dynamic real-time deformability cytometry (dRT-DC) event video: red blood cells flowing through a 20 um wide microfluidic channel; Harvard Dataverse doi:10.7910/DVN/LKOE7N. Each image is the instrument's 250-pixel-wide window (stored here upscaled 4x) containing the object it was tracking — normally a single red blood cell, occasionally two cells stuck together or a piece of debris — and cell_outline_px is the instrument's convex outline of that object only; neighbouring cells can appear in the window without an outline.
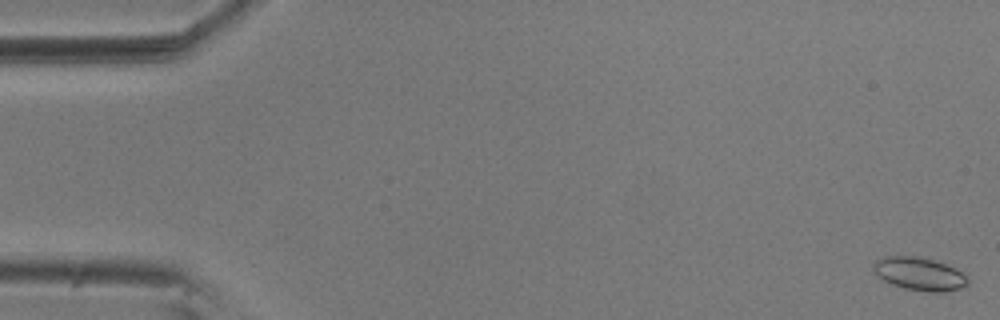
{"species": "common noctule bat (a hibernating species)", "species_latin": "Nyctalus noctula", "temperature_condition": "room temperature", "stored_images_in_passage": 56, "camera_frame_rate_fps": 3000, "um_per_image_px": 0.085, "animal": {"sex": "male", "body_mass_g": 20.5, "forearm_length_mm": 52.5}, "frame": {"image": 1, "passage_image": 1, "time_ms": 0.0, "image_size_px": [1000, 320], "cell_outline_px": [[968, 284], [960, 288], [944, 292], [928, 292], [904, 288], [892, 284], [884, 280], [872, 268], [872, 264], [876, 260], [884, 256], [916, 256], [932, 260], [956, 268], [968, 280]], "centroid_in_image_um": [78.13, 23.28], "position_along_channel_um": 6.9, "area_um2": 17.92}}
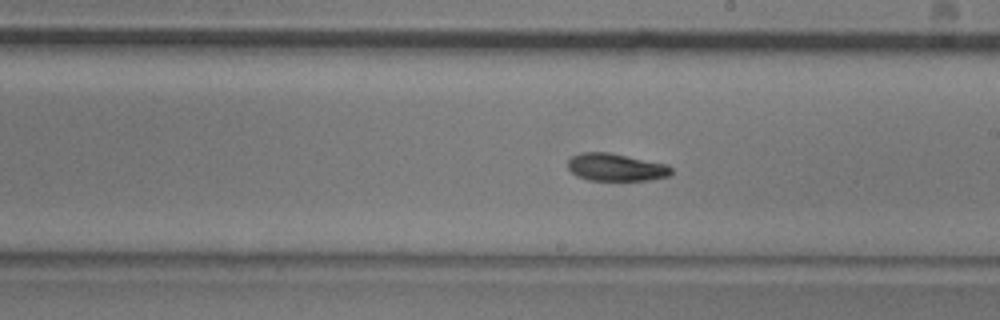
{"frame": {"image": 2, "passage_image": 32, "time_ms": 10.333, "image_size_px": [1000, 320], "cell_outline_px": [[672, 172], [668, 176], [648, 180], [588, 180], [576, 176], [568, 168], [568, 160], [572, 156], [580, 152], [608, 152], [668, 164], [672, 168]], "centroid_in_image_um": [52.34, 14.21], "position_along_channel_um": 236.7, "area_um2": 16.65}}
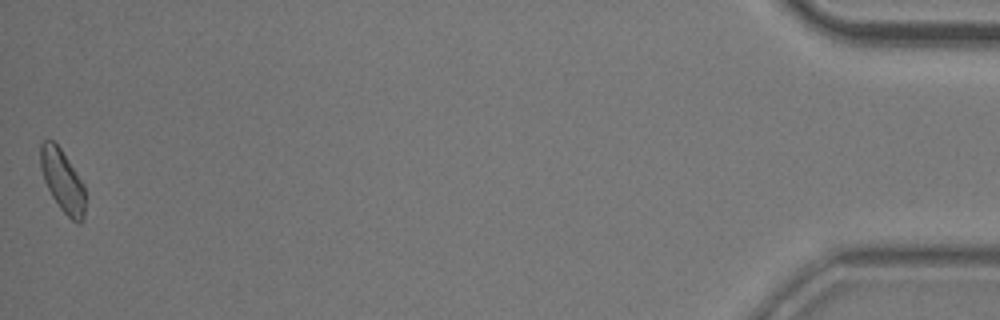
{"frame": {"image": 3, "passage_image": 56, "time_ms": 18.333, "image_size_px": [1000, 320], "cell_outline_px": [[84, 220], [80, 224], [76, 224], [60, 208], [52, 196], [44, 180], [40, 168], [40, 144], [44, 140], [52, 140], [60, 148], [84, 184]], "centroid_in_image_um": [5.31, 15.38], "position_along_channel_um": 429.9, "area_um2": 16.13}, "authors_computed_cell_mechanics": {"area_um2": 16.8776, "velocity_mm_per_s": 3.6251, "shape_relaxation_time_tau1_ms": 5.911, "shape_relaxation_time_tau2_ms": 8.6392, "deformation_change_tau1": 0.1167, "deformation_change_tau2": 0.1649}}